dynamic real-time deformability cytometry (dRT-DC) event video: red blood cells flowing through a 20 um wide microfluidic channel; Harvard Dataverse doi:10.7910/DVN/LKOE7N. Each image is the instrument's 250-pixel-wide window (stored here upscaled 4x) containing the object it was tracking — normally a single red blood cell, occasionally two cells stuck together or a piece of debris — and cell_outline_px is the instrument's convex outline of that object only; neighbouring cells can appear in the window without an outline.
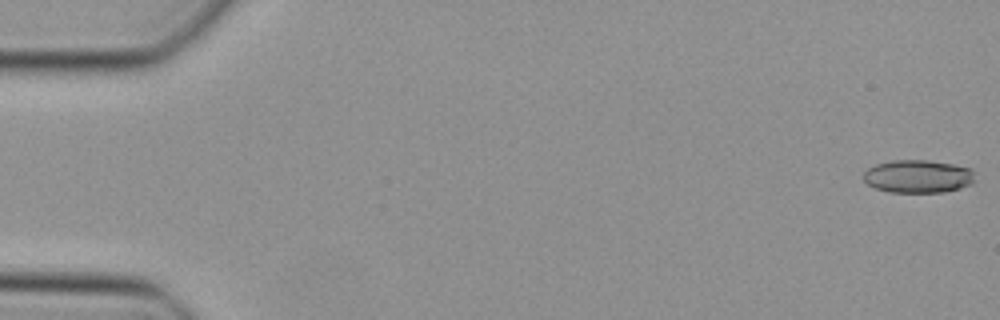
{"species": "Egyptian fruit bat (a non-hibernating species)", "species_latin": "Rousettus aegyptiacus", "temperature_condition": "cold", "stored_images_in_passage": 48, "camera_frame_rate_fps": 3000, "um_per_image_px": 0.085, "animal": {"sex": "female"}, "frame": {"image": 1, "passage_image": 1, "time_ms": 0.0, "image_size_px": [1000, 320], "cell_outline_px": [[972, 184], [960, 188], [944, 192], [888, 192], [876, 188], [868, 184], [864, 180], [864, 172], [868, 168], [876, 164], [892, 160], [924, 160], [952, 164], [972, 168]], "centroid_in_image_um": [78.01, 14.99], "position_along_channel_um": 7.0, "area_um2": 21.27}}
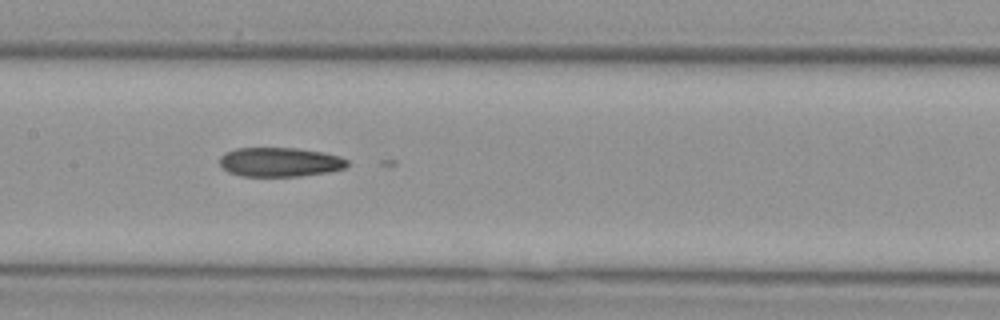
{"frame": {"image": 2, "passage_image": 24, "time_ms": 7.667, "image_size_px": [1000, 320], "cell_outline_px": [[348, 164], [344, 168], [328, 172], [300, 176], [244, 176], [228, 172], [220, 164], [220, 156], [224, 152], [236, 148], [296, 148], [324, 152], [340, 156], [348, 160]], "centroid_in_image_um": [23.79, 13.77], "position_along_channel_um": 183.6, "area_um2": 21.79}}
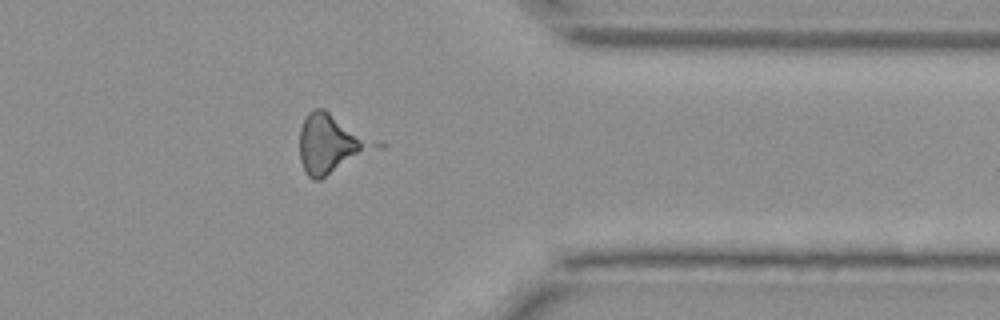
{"frame": {"image": 3, "passage_image": 39, "time_ms": 12.667, "image_size_px": [1000, 320], "cell_outline_px": [[388, 144], [384, 148], [320, 180], [312, 180], [304, 172], [300, 160], [300, 128], [308, 112], [316, 108], [324, 108]], "centroid_in_image_um": [28.29, 12.24], "position_along_channel_um": 383.1, "area_um2": 27.63}}